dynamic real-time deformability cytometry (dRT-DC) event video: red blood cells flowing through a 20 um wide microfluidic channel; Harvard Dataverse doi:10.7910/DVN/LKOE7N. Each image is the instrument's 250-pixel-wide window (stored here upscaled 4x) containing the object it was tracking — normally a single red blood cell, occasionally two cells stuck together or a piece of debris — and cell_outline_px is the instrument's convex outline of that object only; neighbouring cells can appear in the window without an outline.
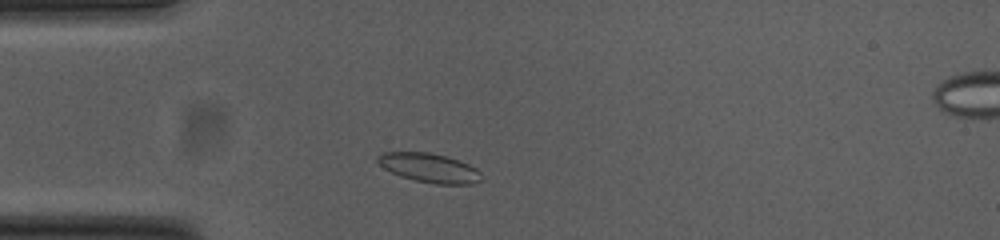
{"species": "common noctule bat (a hibernating species)", "species_latin": "Nyctalus noctula", "temperature_condition": "cold", "stored_images_in_passage": 38, "camera_frame_rate_fps": 3000, "um_per_image_px": 0.085, "animal": {"sex": "female", "body_mass_g": 23.0, "forearm_length_mm": 53.4}, "frame": {"image": 1, "passage_image": 5, "time_ms": 1.333, "image_size_px": [1000, 240], "cell_outline_px": [[480, 180], [472, 184], [436, 184], [416, 180], [400, 176], [384, 168], [376, 160], [376, 156], [380, 152], [428, 152], [448, 156], [468, 164], [476, 168], [480, 172]], "centroid_in_image_um": [36.47, 14.25], "position_along_channel_um": 48.5, "area_um2": 17.57}}
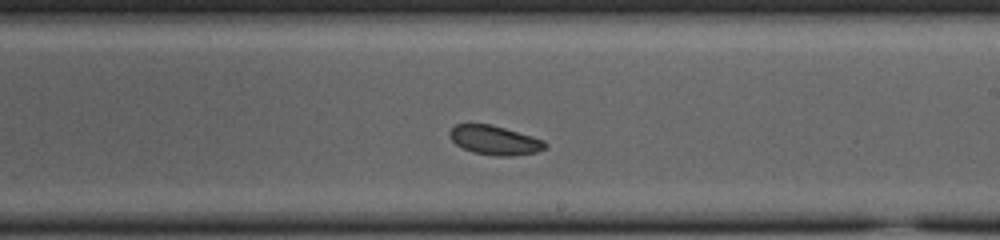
{"frame": {"image": 2, "passage_image": 22, "time_ms": 7.0, "image_size_px": [1000, 240], "cell_outline_px": [[548, 148], [536, 152], [512, 156], [496, 156], [472, 152], [456, 144], [448, 136], [448, 132], [456, 124], [492, 124], [532, 136], [544, 140], [548, 144]], "centroid_in_image_um": [42.07, 11.92], "position_along_channel_um": 246.9, "area_um2": 16.36}}
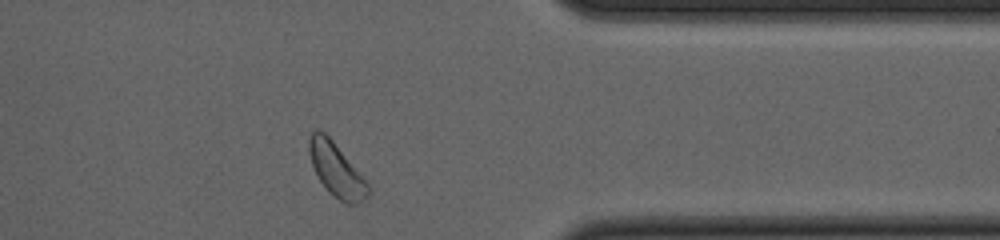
{"frame": {"image": 3, "passage_image": 34, "time_ms": 11.0, "image_size_px": [1000, 240], "cell_outline_px": [[372, 192], [360, 204], [348, 204], [340, 200], [328, 192], [320, 180], [312, 164], [308, 152], [308, 136], [316, 128], [324, 132], [332, 140], [372, 188]], "centroid_in_image_um": [28.6, 14.45], "position_along_channel_um": 382.8, "area_um2": 18.38}, "authors_computed_cell_mechanics": {"area_um2": 16.9354, "velocity_mm_per_s": 3.7369, "shape_relaxation_time_tau1_ms": 3.6629, "shape_relaxation_time_tau2_ms": null, "deformation_change_tau1": 0.063, "deformation_change_tau2": null}}